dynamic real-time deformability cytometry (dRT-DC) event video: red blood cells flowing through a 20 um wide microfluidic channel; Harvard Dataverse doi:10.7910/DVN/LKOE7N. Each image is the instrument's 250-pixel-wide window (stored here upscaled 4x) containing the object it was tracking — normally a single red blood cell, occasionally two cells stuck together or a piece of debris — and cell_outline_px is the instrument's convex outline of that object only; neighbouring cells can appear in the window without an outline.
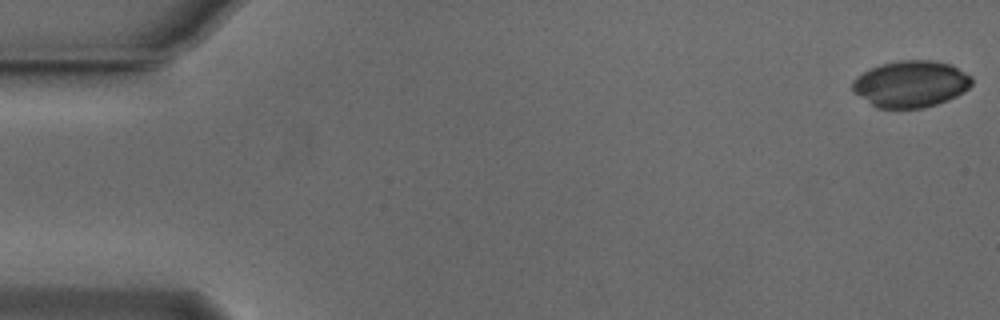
{"species": "Egyptian fruit bat (a non-hibernating species)", "species_latin": "Rousettus aegyptiacus", "temperature_condition": "cold", "stored_images_in_passage": 17, "camera_frame_rate_fps": 3000, "um_per_image_px": 0.085, "animal": {"sex": "male"}, "frame": {"image": 1, "passage_image": 1, "time_ms": 0.0, "image_size_px": [1000, 320], "cell_outline_px": [[972, 84], [964, 92], [948, 100], [924, 108], [876, 108], [852, 92], [852, 80], [856, 76], [880, 64], [900, 60], [932, 60], [952, 64], [972, 76]], "centroid_in_image_um": [77.41, 7.13], "position_along_channel_um": 7.6, "area_um2": 32.71}}